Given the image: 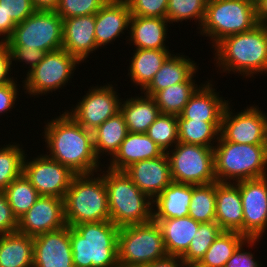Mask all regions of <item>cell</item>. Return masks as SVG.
I'll return each mask as SVG.
<instances>
[{
  "mask_svg": "<svg viewBox=\"0 0 267 267\" xmlns=\"http://www.w3.org/2000/svg\"><path fill=\"white\" fill-rule=\"evenodd\" d=\"M222 231L216 221L200 223L187 252L181 257L183 263L200 262Z\"/></svg>",
  "mask_w": 267,
  "mask_h": 267,
  "instance_id": "cell-38",
  "label": "cell"
},
{
  "mask_svg": "<svg viewBox=\"0 0 267 267\" xmlns=\"http://www.w3.org/2000/svg\"><path fill=\"white\" fill-rule=\"evenodd\" d=\"M229 104L222 114L220 136L238 144L266 145L267 115L255 104L233 113Z\"/></svg>",
  "mask_w": 267,
  "mask_h": 267,
  "instance_id": "cell-12",
  "label": "cell"
},
{
  "mask_svg": "<svg viewBox=\"0 0 267 267\" xmlns=\"http://www.w3.org/2000/svg\"><path fill=\"white\" fill-rule=\"evenodd\" d=\"M99 172L104 178L107 190L110 220L116 226L120 228L152 221L153 201L124 171L107 168Z\"/></svg>",
  "mask_w": 267,
  "mask_h": 267,
  "instance_id": "cell-4",
  "label": "cell"
},
{
  "mask_svg": "<svg viewBox=\"0 0 267 267\" xmlns=\"http://www.w3.org/2000/svg\"><path fill=\"white\" fill-rule=\"evenodd\" d=\"M0 5L7 17H11L16 24L36 11L31 0H0Z\"/></svg>",
  "mask_w": 267,
  "mask_h": 267,
  "instance_id": "cell-43",
  "label": "cell"
},
{
  "mask_svg": "<svg viewBox=\"0 0 267 267\" xmlns=\"http://www.w3.org/2000/svg\"><path fill=\"white\" fill-rule=\"evenodd\" d=\"M195 74L196 72L185 82L170 85L152 96L159 107L160 114L179 116L183 112L191 96L200 87L195 84Z\"/></svg>",
  "mask_w": 267,
  "mask_h": 267,
  "instance_id": "cell-32",
  "label": "cell"
},
{
  "mask_svg": "<svg viewBox=\"0 0 267 267\" xmlns=\"http://www.w3.org/2000/svg\"><path fill=\"white\" fill-rule=\"evenodd\" d=\"M216 67L222 73H239L250 78L267 73V24H258L252 30L223 38L214 47Z\"/></svg>",
  "mask_w": 267,
  "mask_h": 267,
  "instance_id": "cell-2",
  "label": "cell"
},
{
  "mask_svg": "<svg viewBox=\"0 0 267 267\" xmlns=\"http://www.w3.org/2000/svg\"><path fill=\"white\" fill-rule=\"evenodd\" d=\"M167 255L162 231L155 221L119 228L120 267H143Z\"/></svg>",
  "mask_w": 267,
  "mask_h": 267,
  "instance_id": "cell-8",
  "label": "cell"
},
{
  "mask_svg": "<svg viewBox=\"0 0 267 267\" xmlns=\"http://www.w3.org/2000/svg\"><path fill=\"white\" fill-rule=\"evenodd\" d=\"M5 146V147H4ZM0 148V190L4 191L15 178L23 174L27 154L19 144L9 143Z\"/></svg>",
  "mask_w": 267,
  "mask_h": 267,
  "instance_id": "cell-37",
  "label": "cell"
},
{
  "mask_svg": "<svg viewBox=\"0 0 267 267\" xmlns=\"http://www.w3.org/2000/svg\"><path fill=\"white\" fill-rule=\"evenodd\" d=\"M207 0H168L166 18L169 24L173 22H182L186 20L198 21V26H201Z\"/></svg>",
  "mask_w": 267,
  "mask_h": 267,
  "instance_id": "cell-40",
  "label": "cell"
},
{
  "mask_svg": "<svg viewBox=\"0 0 267 267\" xmlns=\"http://www.w3.org/2000/svg\"><path fill=\"white\" fill-rule=\"evenodd\" d=\"M175 54H171L165 60L151 82L141 93L153 96L156 92L166 89L170 85L185 82L197 72L199 68H197V63H194L195 61L185 55Z\"/></svg>",
  "mask_w": 267,
  "mask_h": 267,
  "instance_id": "cell-25",
  "label": "cell"
},
{
  "mask_svg": "<svg viewBox=\"0 0 267 267\" xmlns=\"http://www.w3.org/2000/svg\"><path fill=\"white\" fill-rule=\"evenodd\" d=\"M168 23L167 18L131 15L127 42L136 49H168L165 45Z\"/></svg>",
  "mask_w": 267,
  "mask_h": 267,
  "instance_id": "cell-24",
  "label": "cell"
},
{
  "mask_svg": "<svg viewBox=\"0 0 267 267\" xmlns=\"http://www.w3.org/2000/svg\"><path fill=\"white\" fill-rule=\"evenodd\" d=\"M11 53V61L25 62L29 66L27 74L36 67L45 57V51L39 49L28 48H9Z\"/></svg>",
  "mask_w": 267,
  "mask_h": 267,
  "instance_id": "cell-46",
  "label": "cell"
},
{
  "mask_svg": "<svg viewBox=\"0 0 267 267\" xmlns=\"http://www.w3.org/2000/svg\"><path fill=\"white\" fill-rule=\"evenodd\" d=\"M45 124L42 136L49 150L48 157L67 166L76 175L103 171L94 151L92 131L86 130L66 111Z\"/></svg>",
  "mask_w": 267,
  "mask_h": 267,
  "instance_id": "cell-1",
  "label": "cell"
},
{
  "mask_svg": "<svg viewBox=\"0 0 267 267\" xmlns=\"http://www.w3.org/2000/svg\"><path fill=\"white\" fill-rule=\"evenodd\" d=\"M260 241L259 239H248L244 244H242L235 253L229 258L225 267H262L259 261L256 259L251 252L245 251L243 246L249 245L252 247ZM256 243V244H255Z\"/></svg>",
  "mask_w": 267,
  "mask_h": 267,
  "instance_id": "cell-44",
  "label": "cell"
},
{
  "mask_svg": "<svg viewBox=\"0 0 267 267\" xmlns=\"http://www.w3.org/2000/svg\"><path fill=\"white\" fill-rule=\"evenodd\" d=\"M216 182L193 185L188 216L199 223L215 221Z\"/></svg>",
  "mask_w": 267,
  "mask_h": 267,
  "instance_id": "cell-35",
  "label": "cell"
},
{
  "mask_svg": "<svg viewBox=\"0 0 267 267\" xmlns=\"http://www.w3.org/2000/svg\"><path fill=\"white\" fill-rule=\"evenodd\" d=\"M152 220L160 226L167 254L179 257L187 252L200 224L190 216Z\"/></svg>",
  "mask_w": 267,
  "mask_h": 267,
  "instance_id": "cell-27",
  "label": "cell"
},
{
  "mask_svg": "<svg viewBox=\"0 0 267 267\" xmlns=\"http://www.w3.org/2000/svg\"><path fill=\"white\" fill-rule=\"evenodd\" d=\"M120 112L124 116L128 132L132 133H146L160 115L154 98L145 94L122 101Z\"/></svg>",
  "mask_w": 267,
  "mask_h": 267,
  "instance_id": "cell-28",
  "label": "cell"
},
{
  "mask_svg": "<svg viewBox=\"0 0 267 267\" xmlns=\"http://www.w3.org/2000/svg\"><path fill=\"white\" fill-rule=\"evenodd\" d=\"M248 239L236 231H222L205 252L200 263L207 267H225L229 258Z\"/></svg>",
  "mask_w": 267,
  "mask_h": 267,
  "instance_id": "cell-34",
  "label": "cell"
},
{
  "mask_svg": "<svg viewBox=\"0 0 267 267\" xmlns=\"http://www.w3.org/2000/svg\"><path fill=\"white\" fill-rule=\"evenodd\" d=\"M26 158L27 156L24 158L23 174L40 196L64 199L76 174L46 154H40L31 160Z\"/></svg>",
  "mask_w": 267,
  "mask_h": 267,
  "instance_id": "cell-13",
  "label": "cell"
},
{
  "mask_svg": "<svg viewBox=\"0 0 267 267\" xmlns=\"http://www.w3.org/2000/svg\"><path fill=\"white\" fill-rule=\"evenodd\" d=\"M252 5L256 6L262 0H248Z\"/></svg>",
  "mask_w": 267,
  "mask_h": 267,
  "instance_id": "cell-54",
  "label": "cell"
},
{
  "mask_svg": "<svg viewBox=\"0 0 267 267\" xmlns=\"http://www.w3.org/2000/svg\"><path fill=\"white\" fill-rule=\"evenodd\" d=\"M16 25L11 17H7L0 5V36L2 37L0 41L2 43H5L12 36Z\"/></svg>",
  "mask_w": 267,
  "mask_h": 267,
  "instance_id": "cell-49",
  "label": "cell"
},
{
  "mask_svg": "<svg viewBox=\"0 0 267 267\" xmlns=\"http://www.w3.org/2000/svg\"><path fill=\"white\" fill-rule=\"evenodd\" d=\"M131 15L166 18L168 0H126Z\"/></svg>",
  "mask_w": 267,
  "mask_h": 267,
  "instance_id": "cell-42",
  "label": "cell"
},
{
  "mask_svg": "<svg viewBox=\"0 0 267 267\" xmlns=\"http://www.w3.org/2000/svg\"><path fill=\"white\" fill-rule=\"evenodd\" d=\"M131 12L126 0H109L95 14V40L101 48L128 30Z\"/></svg>",
  "mask_w": 267,
  "mask_h": 267,
  "instance_id": "cell-20",
  "label": "cell"
},
{
  "mask_svg": "<svg viewBox=\"0 0 267 267\" xmlns=\"http://www.w3.org/2000/svg\"><path fill=\"white\" fill-rule=\"evenodd\" d=\"M164 152L146 133L128 132L118 151L109 159V169L125 171L132 164L162 156Z\"/></svg>",
  "mask_w": 267,
  "mask_h": 267,
  "instance_id": "cell-23",
  "label": "cell"
},
{
  "mask_svg": "<svg viewBox=\"0 0 267 267\" xmlns=\"http://www.w3.org/2000/svg\"><path fill=\"white\" fill-rule=\"evenodd\" d=\"M258 24L255 6L248 0H207L198 33L210 37L214 47L223 38L250 31Z\"/></svg>",
  "mask_w": 267,
  "mask_h": 267,
  "instance_id": "cell-7",
  "label": "cell"
},
{
  "mask_svg": "<svg viewBox=\"0 0 267 267\" xmlns=\"http://www.w3.org/2000/svg\"><path fill=\"white\" fill-rule=\"evenodd\" d=\"M192 192L193 185L172 182L153 200V219L188 216Z\"/></svg>",
  "mask_w": 267,
  "mask_h": 267,
  "instance_id": "cell-26",
  "label": "cell"
},
{
  "mask_svg": "<svg viewBox=\"0 0 267 267\" xmlns=\"http://www.w3.org/2000/svg\"><path fill=\"white\" fill-rule=\"evenodd\" d=\"M74 267H120L119 227L111 220L69 226Z\"/></svg>",
  "mask_w": 267,
  "mask_h": 267,
  "instance_id": "cell-3",
  "label": "cell"
},
{
  "mask_svg": "<svg viewBox=\"0 0 267 267\" xmlns=\"http://www.w3.org/2000/svg\"><path fill=\"white\" fill-rule=\"evenodd\" d=\"M18 219L11 209L6 194L0 190V233L8 234L17 232Z\"/></svg>",
  "mask_w": 267,
  "mask_h": 267,
  "instance_id": "cell-45",
  "label": "cell"
},
{
  "mask_svg": "<svg viewBox=\"0 0 267 267\" xmlns=\"http://www.w3.org/2000/svg\"><path fill=\"white\" fill-rule=\"evenodd\" d=\"M33 267H74L69 226L33 238Z\"/></svg>",
  "mask_w": 267,
  "mask_h": 267,
  "instance_id": "cell-17",
  "label": "cell"
},
{
  "mask_svg": "<svg viewBox=\"0 0 267 267\" xmlns=\"http://www.w3.org/2000/svg\"><path fill=\"white\" fill-rule=\"evenodd\" d=\"M33 237L20 232L0 238V267H33Z\"/></svg>",
  "mask_w": 267,
  "mask_h": 267,
  "instance_id": "cell-29",
  "label": "cell"
},
{
  "mask_svg": "<svg viewBox=\"0 0 267 267\" xmlns=\"http://www.w3.org/2000/svg\"><path fill=\"white\" fill-rule=\"evenodd\" d=\"M146 134L164 153L168 152L179 142L177 116L160 114L146 131Z\"/></svg>",
  "mask_w": 267,
  "mask_h": 267,
  "instance_id": "cell-39",
  "label": "cell"
},
{
  "mask_svg": "<svg viewBox=\"0 0 267 267\" xmlns=\"http://www.w3.org/2000/svg\"><path fill=\"white\" fill-rule=\"evenodd\" d=\"M4 193L17 219L23 216L40 197L24 174L15 178Z\"/></svg>",
  "mask_w": 267,
  "mask_h": 267,
  "instance_id": "cell-36",
  "label": "cell"
},
{
  "mask_svg": "<svg viewBox=\"0 0 267 267\" xmlns=\"http://www.w3.org/2000/svg\"><path fill=\"white\" fill-rule=\"evenodd\" d=\"M64 199L52 196H40L33 206L18 219L17 232L30 237L64 228Z\"/></svg>",
  "mask_w": 267,
  "mask_h": 267,
  "instance_id": "cell-16",
  "label": "cell"
},
{
  "mask_svg": "<svg viewBox=\"0 0 267 267\" xmlns=\"http://www.w3.org/2000/svg\"><path fill=\"white\" fill-rule=\"evenodd\" d=\"M15 81V82H14ZM14 79L12 82L0 86V114L8 113L15 108L16 98L18 97V84Z\"/></svg>",
  "mask_w": 267,
  "mask_h": 267,
  "instance_id": "cell-47",
  "label": "cell"
},
{
  "mask_svg": "<svg viewBox=\"0 0 267 267\" xmlns=\"http://www.w3.org/2000/svg\"><path fill=\"white\" fill-rule=\"evenodd\" d=\"M35 10L55 11L59 0H31Z\"/></svg>",
  "mask_w": 267,
  "mask_h": 267,
  "instance_id": "cell-51",
  "label": "cell"
},
{
  "mask_svg": "<svg viewBox=\"0 0 267 267\" xmlns=\"http://www.w3.org/2000/svg\"><path fill=\"white\" fill-rule=\"evenodd\" d=\"M183 261L179 256L167 255L161 259L155 260L143 267H181Z\"/></svg>",
  "mask_w": 267,
  "mask_h": 267,
  "instance_id": "cell-50",
  "label": "cell"
},
{
  "mask_svg": "<svg viewBox=\"0 0 267 267\" xmlns=\"http://www.w3.org/2000/svg\"><path fill=\"white\" fill-rule=\"evenodd\" d=\"M107 84L91 87L70 112L66 110V113L86 130L94 131L108 118L120 112L122 101L117 95L118 92L112 84Z\"/></svg>",
  "mask_w": 267,
  "mask_h": 267,
  "instance_id": "cell-14",
  "label": "cell"
},
{
  "mask_svg": "<svg viewBox=\"0 0 267 267\" xmlns=\"http://www.w3.org/2000/svg\"><path fill=\"white\" fill-rule=\"evenodd\" d=\"M109 0H59L55 12L62 19L96 14Z\"/></svg>",
  "mask_w": 267,
  "mask_h": 267,
  "instance_id": "cell-41",
  "label": "cell"
},
{
  "mask_svg": "<svg viewBox=\"0 0 267 267\" xmlns=\"http://www.w3.org/2000/svg\"><path fill=\"white\" fill-rule=\"evenodd\" d=\"M11 53L6 43H0V86L12 82L14 78H11ZM10 74V75H9ZM10 76V77H9Z\"/></svg>",
  "mask_w": 267,
  "mask_h": 267,
  "instance_id": "cell-48",
  "label": "cell"
},
{
  "mask_svg": "<svg viewBox=\"0 0 267 267\" xmlns=\"http://www.w3.org/2000/svg\"><path fill=\"white\" fill-rule=\"evenodd\" d=\"M63 19L55 11L36 10L14 28L5 42L9 48L39 49L51 52L62 48Z\"/></svg>",
  "mask_w": 267,
  "mask_h": 267,
  "instance_id": "cell-9",
  "label": "cell"
},
{
  "mask_svg": "<svg viewBox=\"0 0 267 267\" xmlns=\"http://www.w3.org/2000/svg\"><path fill=\"white\" fill-rule=\"evenodd\" d=\"M257 22L267 24V0H262L255 6Z\"/></svg>",
  "mask_w": 267,
  "mask_h": 267,
  "instance_id": "cell-52",
  "label": "cell"
},
{
  "mask_svg": "<svg viewBox=\"0 0 267 267\" xmlns=\"http://www.w3.org/2000/svg\"><path fill=\"white\" fill-rule=\"evenodd\" d=\"M243 207V236L262 239L267 229V176L239 181Z\"/></svg>",
  "mask_w": 267,
  "mask_h": 267,
  "instance_id": "cell-15",
  "label": "cell"
},
{
  "mask_svg": "<svg viewBox=\"0 0 267 267\" xmlns=\"http://www.w3.org/2000/svg\"><path fill=\"white\" fill-rule=\"evenodd\" d=\"M177 128L179 142L214 148V142L216 143L220 137L221 122L187 120L179 115Z\"/></svg>",
  "mask_w": 267,
  "mask_h": 267,
  "instance_id": "cell-33",
  "label": "cell"
},
{
  "mask_svg": "<svg viewBox=\"0 0 267 267\" xmlns=\"http://www.w3.org/2000/svg\"><path fill=\"white\" fill-rule=\"evenodd\" d=\"M93 132V146L98 159L105 153L110 159L118 151L128 134L127 125L121 112L108 118ZM107 153V154H106Z\"/></svg>",
  "mask_w": 267,
  "mask_h": 267,
  "instance_id": "cell-31",
  "label": "cell"
},
{
  "mask_svg": "<svg viewBox=\"0 0 267 267\" xmlns=\"http://www.w3.org/2000/svg\"><path fill=\"white\" fill-rule=\"evenodd\" d=\"M218 182L234 183L267 176V146L238 144L219 137L214 146Z\"/></svg>",
  "mask_w": 267,
  "mask_h": 267,
  "instance_id": "cell-6",
  "label": "cell"
},
{
  "mask_svg": "<svg viewBox=\"0 0 267 267\" xmlns=\"http://www.w3.org/2000/svg\"><path fill=\"white\" fill-rule=\"evenodd\" d=\"M124 172L152 201L173 182L166 153L153 159L138 161Z\"/></svg>",
  "mask_w": 267,
  "mask_h": 267,
  "instance_id": "cell-18",
  "label": "cell"
},
{
  "mask_svg": "<svg viewBox=\"0 0 267 267\" xmlns=\"http://www.w3.org/2000/svg\"><path fill=\"white\" fill-rule=\"evenodd\" d=\"M215 221L223 231H236L243 235V207L239 182L216 181Z\"/></svg>",
  "mask_w": 267,
  "mask_h": 267,
  "instance_id": "cell-21",
  "label": "cell"
},
{
  "mask_svg": "<svg viewBox=\"0 0 267 267\" xmlns=\"http://www.w3.org/2000/svg\"><path fill=\"white\" fill-rule=\"evenodd\" d=\"M96 174L97 177L93 173L73 178L64 198L67 226L110 220L104 178L99 173Z\"/></svg>",
  "mask_w": 267,
  "mask_h": 267,
  "instance_id": "cell-5",
  "label": "cell"
},
{
  "mask_svg": "<svg viewBox=\"0 0 267 267\" xmlns=\"http://www.w3.org/2000/svg\"><path fill=\"white\" fill-rule=\"evenodd\" d=\"M62 48L84 62L97 50L95 40V14L63 19Z\"/></svg>",
  "mask_w": 267,
  "mask_h": 267,
  "instance_id": "cell-19",
  "label": "cell"
},
{
  "mask_svg": "<svg viewBox=\"0 0 267 267\" xmlns=\"http://www.w3.org/2000/svg\"><path fill=\"white\" fill-rule=\"evenodd\" d=\"M181 267H207L202 265L200 262H192V263H183Z\"/></svg>",
  "mask_w": 267,
  "mask_h": 267,
  "instance_id": "cell-53",
  "label": "cell"
},
{
  "mask_svg": "<svg viewBox=\"0 0 267 267\" xmlns=\"http://www.w3.org/2000/svg\"><path fill=\"white\" fill-rule=\"evenodd\" d=\"M209 81L201 83L202 85L191 96L180 114L183 119L221 122L223 111L229 100L219 97V92H215V88Z\"/></svg>",
  "mask_w": 267,
  "mask_h": 267,
  "instance_id": "cell-22",
  "label": "cell"
},
{
  "mask_svg": "<svg viewBox=\"0 0 267 267\" xmlns=\"http://www.w3.org/2000/svg\"><path fill=\"white\" fill-rule=\"evenodd\" d=\"M174 147L166 152L173 182L202 185L217 181L213 148L183 142Z\"/></svg>",
  "mask_w": 267,
  "mask_h": 267,
  "instance_id": "cell-10",
  "label": "cell"
},
{
  "mask_svg": "<svg viewBox=\"0 0 267 267\" xmlns=\"http://www.w3.org/2000/svg\"><path fill=\"white\" fill-rule=\"evenodd\" d=\"M76 64L79 65L80 61L63 48L47 52L40 63L26 74L22 82L25 94L38 97L63 88L73 78Z\"/></svg>",
  "mask_w": 267,
  "mask_h": 267,
  "instance_id": "cell-11",
  "label": "cell"
},
{
  "mask_svg": "<svg viewBox=\"0 0 267 267\" xmlns=\"http://www.w3.org/2000/svg\"><path fill=\"white\" fill-rule=\"evenodd\" d=\"M132 53L128 76L142 91L153 79L165 60L171 55L169 49H135Z\"/></svg>",
  "mask_w": 267,
  "mask_h": 267,
  "instance_id": "cell-30",
  "label": "cell"
}]
</instances>
